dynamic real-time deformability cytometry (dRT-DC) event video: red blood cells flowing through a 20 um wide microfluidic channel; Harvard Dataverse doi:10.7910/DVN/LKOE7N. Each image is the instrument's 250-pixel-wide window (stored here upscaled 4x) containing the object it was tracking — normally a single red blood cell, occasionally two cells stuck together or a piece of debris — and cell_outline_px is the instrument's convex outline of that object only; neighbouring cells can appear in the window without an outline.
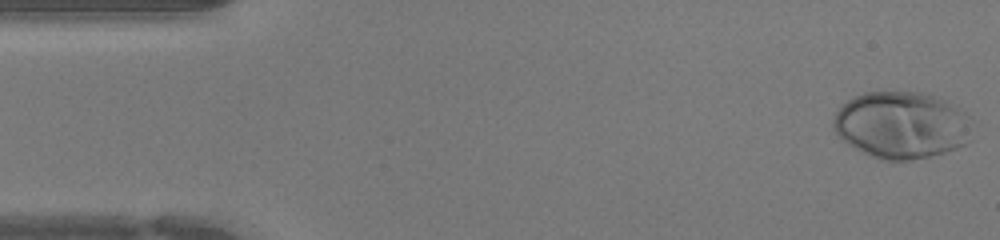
{"species": "human", "species_latin": "Homo sapiens", "temperature_condition": "warm", "stored_images_in_passage": 44, "camera_frame_rate_fps": 3000, "um_per_image_px": 0.085, "donor": {"sex": "female"}, "frame": {"image": 1, "passage_image": 1, "time_ms": 0.0, "image_size_px": [1000, 240], "cell_outline_px": [[972, 116], [964, 144], [956, 148], [944, 152], [928, 156], [908, 160], [884, 160], [872, 156], [848, 144], [832, 128], [832, 120], [840, 104], [864, 92], [920, 92], [936, 96], [944, 100]], "centroid_in_image_um": [76.58, 10.61], "position_along_channel_um": 8.4, "area_um2": 53.7}}
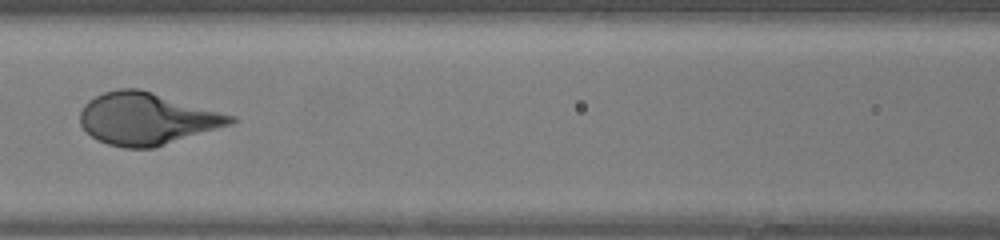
{"frame": {"image": 2, "passage_image": 19, "time_ms": 6.0, "image_size_px": [1000, 240], "cell_outline_px": [[236, 120], [232, 124], [152, 148], [124, 148], [108, 144], [96, 140], [80, 124], [80, 112], [84, 104], [88, 100], [104, 92], [120, 88], [140, 88], [236, 116]], "centroid_in_image_um": [12.46, 10.08], "position_along_channel_um": 154.1, "area_um2": 45.49}}
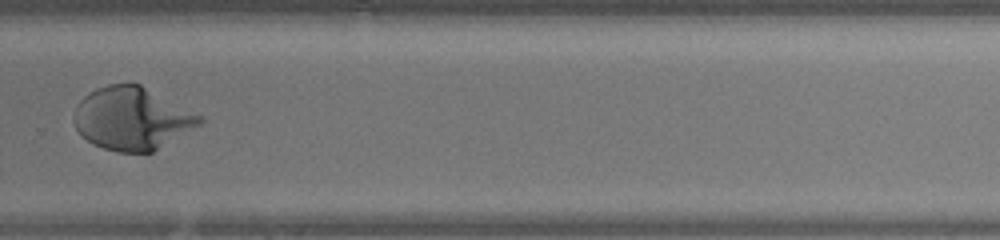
{"frame": {"image": 3, "passage_image": 30, "time_ms": 9.667, "image_size_px": [1000, 240], "cell_outline_px": [[204, 120], [200, 124], [152, 152], [116, 152], [92, 144], [76, 128], [72, 120], [72, 116], [76, 104], [84, 96], [108, 84], [140, 84], [204, 116]], "centroid_in_image_um": [11.21, 10.07], "position_along_channel_um": 318.6, "area_um2": 45.66}}